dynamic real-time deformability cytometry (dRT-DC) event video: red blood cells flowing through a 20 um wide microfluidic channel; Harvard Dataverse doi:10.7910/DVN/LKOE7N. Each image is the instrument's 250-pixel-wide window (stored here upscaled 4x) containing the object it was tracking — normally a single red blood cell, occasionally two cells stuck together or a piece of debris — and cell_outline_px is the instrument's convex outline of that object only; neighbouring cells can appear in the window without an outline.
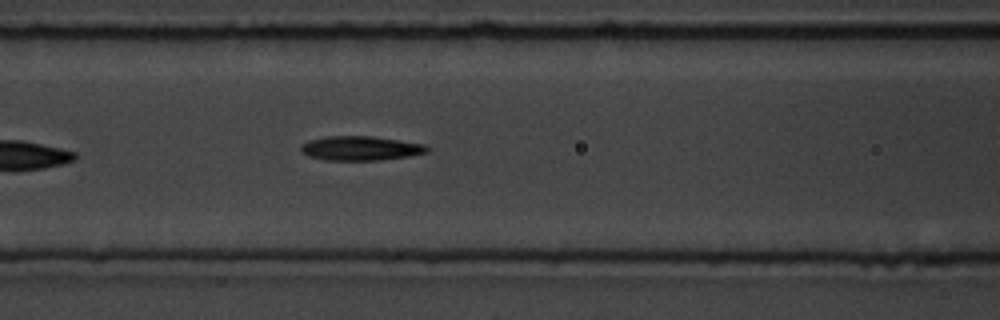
{"species": "common noctule bat (a hibernating species)", "species_latin": "Nyctalus noctula", "temperature_condition": "room temperature", "stored_images_in_passage": 7, "camera_frame_rate_fps": 3000, "um_per_image_px": 0.085, "animal": {"sex": "male", "body_mass_g": 19.5, "forearm_length_mm": 54.6}, "frame": {"image": 1, "passage_image": 7, "time_ms": 7.0, "image_size_px": [1000, 320], "cell_outline_px": [[432, 148], [428, 152], [408, 156], [380, 160], [324, 160], [308, 156], [300, 152], [300, 144], [324, 136], [372, 136], [424, 144]], "centroid_in_image_um": [30.63, 12.6], "position_along_channel_um": 136.0, "area_um2": 17.98}}